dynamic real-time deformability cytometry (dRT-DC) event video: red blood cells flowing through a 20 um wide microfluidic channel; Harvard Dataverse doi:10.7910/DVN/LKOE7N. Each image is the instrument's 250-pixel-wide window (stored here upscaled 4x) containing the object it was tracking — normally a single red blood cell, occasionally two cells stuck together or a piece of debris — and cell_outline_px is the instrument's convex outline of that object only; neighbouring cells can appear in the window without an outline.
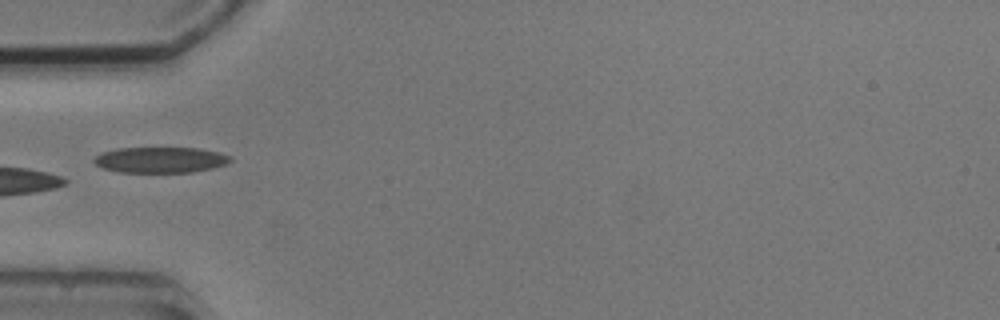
{"species": "common noctule bat (a hibernating species)", "species_latin": "Nyctalus noctula", "temperature_condition": "cold", "stored_images_in_passage": 1, "camera_frame_rate_fps": 3000, "um_per_image_px": 0.085, "animal": {"sex": "male", "body_mass_g": 20.5, "forearm_length_mm": 52.5}, "frame": {"image": 1, "passage_image": 1, "time_ms": 0.0, "image_size_px": [1000, 320], "cell_outline_px": [[232, 160], [224, 164], [212, 168], [192, 172], [116, 172], [104, 168], [96, 164], [92, 160], [96, 156], [104, 152], [116, 148], [196, 148], [216, 152], [232, 156]], "centroid_in_image_um": [13.62, 13.59], "position_along_channel_um": 71.4, "area_um2": 20.29}}